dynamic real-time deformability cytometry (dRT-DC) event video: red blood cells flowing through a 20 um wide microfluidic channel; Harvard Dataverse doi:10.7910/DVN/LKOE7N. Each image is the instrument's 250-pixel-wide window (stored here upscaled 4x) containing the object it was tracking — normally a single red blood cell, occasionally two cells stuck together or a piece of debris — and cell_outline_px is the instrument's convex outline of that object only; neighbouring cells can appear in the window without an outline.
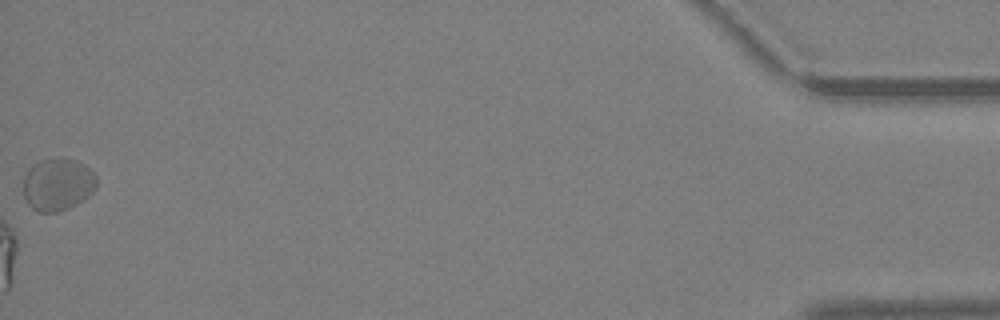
{"species": "Egyptian fruit bat (a non-hibernating species)", "species_latin": "Rousettus aegyptiacus", "temperature_condition": "warm", "stored_images_in_passage": 43, "camera_frame_rate_fps": 3000, "um_per_image_px": 0.085, "animal": {"sex": "female"}, "frame": {"image": 1, "passage_image": 43, "time_ms": 14.0, "image_size_px": [1000, 320], "cell_outline_px": [[96, 188], [84, 200], [68, 208], [56, 212], [36, 212], [28, 204], [24, 196], [24, 176], [28, 168], [32, 164], [40, 160], [56, 156], [60, 156], [76, 160], [84, 164], [96, 176]], "centroid_in_image_um": [4.89, 15.64], "position_along_channel_um": 430.3, "area_um2": 22.77}, "authors_computed_cell_mechanics": {"area_um2": 24.854, "velocity_mm_per_s": 4.9025, "shape_relaxation_time_tau1_ms": 3.3669, "shape_relaxation_time_tau2_ms": 1.4449, "deformation_change_tau1": 0.2655, "deformation_change_tau2": 0.1107}}